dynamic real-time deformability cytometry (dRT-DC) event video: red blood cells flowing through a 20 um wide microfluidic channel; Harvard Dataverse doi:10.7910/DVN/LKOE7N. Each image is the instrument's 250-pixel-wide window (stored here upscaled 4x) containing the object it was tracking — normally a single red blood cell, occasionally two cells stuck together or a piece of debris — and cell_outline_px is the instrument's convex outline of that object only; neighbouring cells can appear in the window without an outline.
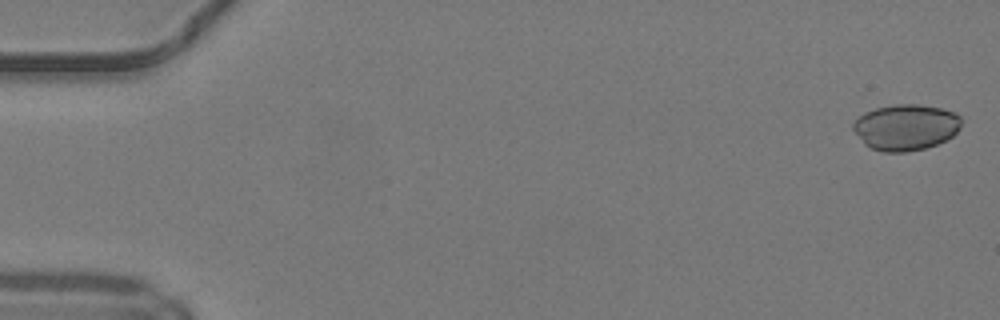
{"species": "common noctule bat (a hibernating species)", "species_latin": "Nyctalus noctula", "temperature_condition": "warm", "stored_images_in_passage": 49, "camera_frame_rate_fps": 3000, "um_per_image_px": 0.085, "animal": {"sex": "male", "body_mass_g": 19.2, "forearm_length_mm": 51.8}, "frame": {"image": 1, "passage_image": 1, "time_ms": 0.0, "image_size_px": [1000, 320], "cell_outline_px": [[960, 128], [952, 136], [936, 144], [924, 148], [908, 152], [884, 152], [872, 148], [864, 144], [852, 128], [852, 124], [864, 112], [876, 108], [896, 104], [916, 104], [940, 108], [956, 112], [960, 116]], "centroid_in_image_um": [76.98, 10.81], "position_along_channel_um": 8.0, "area_um2": 28.9}}